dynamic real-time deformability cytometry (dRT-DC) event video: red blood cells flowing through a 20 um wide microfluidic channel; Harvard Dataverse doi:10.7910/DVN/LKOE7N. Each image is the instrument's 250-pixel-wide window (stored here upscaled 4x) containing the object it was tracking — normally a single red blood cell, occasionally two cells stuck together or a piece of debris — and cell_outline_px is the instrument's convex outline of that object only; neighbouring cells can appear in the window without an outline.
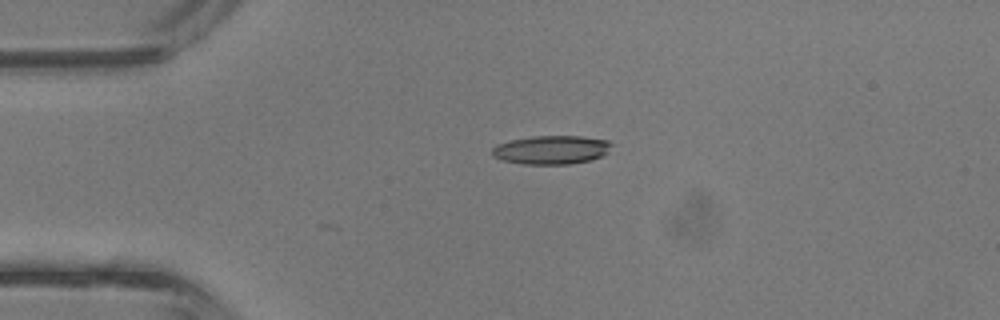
{"species": "common noctule bat (a hibernating species)", "species_latin": "Nyctalus noctula", "temperature_condition": "room temperature", "stored_images_in_passage": 25, "camera_frame_rate_fps": 3000, "um_per_image_px": 0.085, "animal": {"sex": "male", "body_mass_g": 13.3}, "frame": {"image": 1, "passage_image": 1, "time_ms": 0.0, "image_size_px": [1000, 320], "cell_outline_px": [[612, 144], [608, 152], [604, 156], [592, 160], [572, 164], [524, 164], [500, 160], [492, 156], [492, 148], [496, 144], [512, 140], [532, 136], [580, 136], [608, 140]], "centroid_in_image_um": [46.88, 12.74], "position_along_channel_um": 38.1, "area_um2": 20.17}}
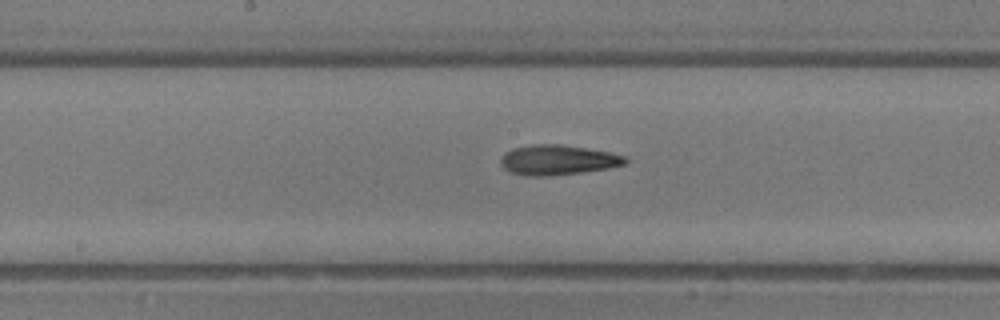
{"frame": {"image": 2, "passage_image": 13, "time_ms": 4.0, "image_size_px": [1000, 320], "cell_outline_px": [[628, 160], [624, 164], [608, 168], [580, 172], [548, 176], [528, 176], [512, 172], [504, 168], [500, 164], [500, 160], [504, 152], [512, 148], [532, 144], [560, 144], [608, 152], [628, 156]], "centroid_in_image_um": [47.38, 13.59], "position_along_channel_um": 200.8, "area_um2": 21.68}}
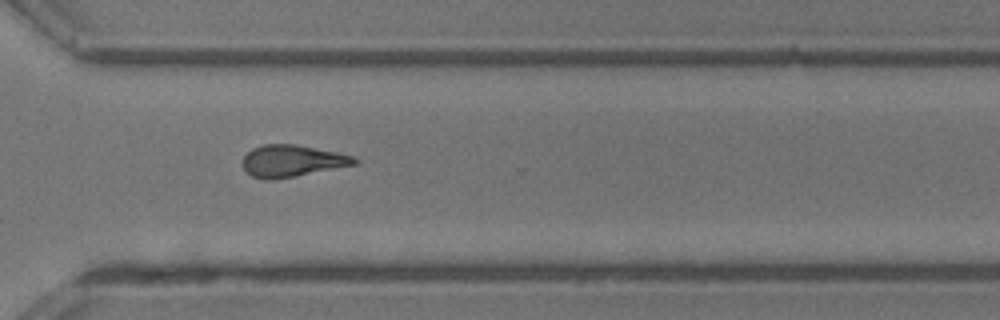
{"frame": {"image": 3, "passage_image": 22, "time_ms": 7.0, "image_size_px": [1000, 320], "cell_outline_px": [[360, 160], [356, 164], [276, 180], [264, 180], [252, 176], [244, 168], [244, 156], [252, 148], [264, 144], [292, 144], [336, 152], [352, 156]], "centroid_in_image_um": [24.81, 13.69], "position_along_channel_um": 345.8, "area_um2": 20.52}, "authors_computed_cell_mechanics": {"area_um2": 20.7502, "velocity_mm_per_s": 4.8721, "shape_relaxation_time_tau1_ms": null, "shape_relaxation_time_tau2_ms": 5.7742, "deformation_change_tau1": null, "deformation_change_tau2": 0.2222}}